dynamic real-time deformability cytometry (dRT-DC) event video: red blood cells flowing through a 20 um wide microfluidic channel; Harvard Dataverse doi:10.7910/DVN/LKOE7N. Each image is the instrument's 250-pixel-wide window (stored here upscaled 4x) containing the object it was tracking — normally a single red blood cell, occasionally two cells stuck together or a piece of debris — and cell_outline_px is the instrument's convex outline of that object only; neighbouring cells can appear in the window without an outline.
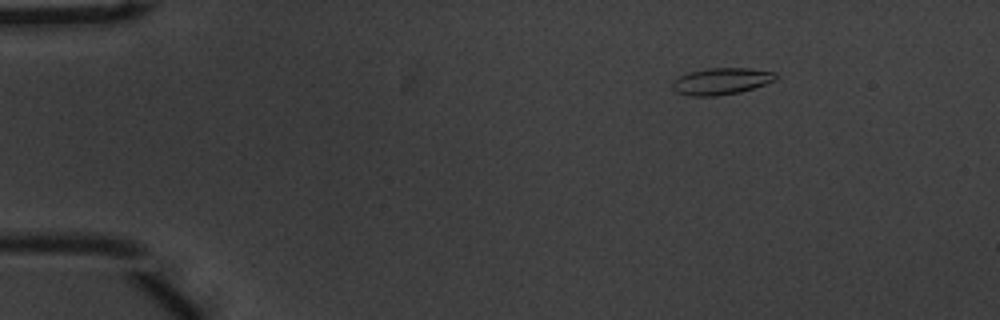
{"species": "common noctule bat (a hibernating species)", "species_latin": "Nyctalus noctula", "temperature_condition": "warm", "stored_images_in_passage": 13, "camera_frame_rate_fps": 3000, "um_per_image_px": 0.085, "animal": {"sex": "male", "body_mass_g": 20.1, "forearm_length_mm": 53.5}, "frame": {"image": 1, "passage_image": 3, "time_ms": 0.667, "image_size_px": [1000, 320], "cell_outline_px": [[776, 80], [740, 92], [716, 96], [688, 96], [676, 92], [672, 88], [672, 80], [688, 72], [708, 68], [748, 68], [776, 72]], "centroid_in_image_um": [61.27, 6.9], "position_along_channel_um": 23.7, "area_um2": 16.13}}